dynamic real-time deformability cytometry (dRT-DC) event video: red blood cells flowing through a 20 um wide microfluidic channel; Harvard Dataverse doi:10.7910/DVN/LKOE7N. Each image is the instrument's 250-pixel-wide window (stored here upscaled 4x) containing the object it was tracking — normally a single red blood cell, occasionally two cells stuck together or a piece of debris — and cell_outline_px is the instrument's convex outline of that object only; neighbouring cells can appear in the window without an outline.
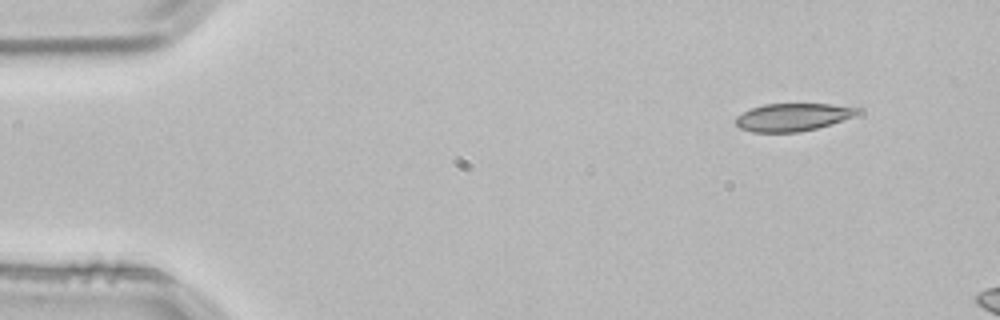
{"species": "common noctule bat (a hibernating species)", "species_latin": "Nyctalus noctula", "temperature_condition": "room temperature", "stored_images_in_passage": 2, "camera_frame_rate_fps": 3000, "um_per_image_px": 0.085, "animal": {"sex": "male", "body_mass_g": 21.5, "forearm_length_mm": 52.0}, "frame": {"image": 1, "passage_image": 1, "time_ms": 0.0, "image_size_px": [1000, 320], "cell_outline_px": [[860, 112], [852, 116], [816, 128], [800, 132], [752, 132], [740, 128], [736, 124], [736, 116], [752, 108], [764, 104], [832, 104], [860, 108]], "centroid_in_image_um": [67.35, 9.95], "position_along_channel_um": 17.7, "area_um2": 19.36}}